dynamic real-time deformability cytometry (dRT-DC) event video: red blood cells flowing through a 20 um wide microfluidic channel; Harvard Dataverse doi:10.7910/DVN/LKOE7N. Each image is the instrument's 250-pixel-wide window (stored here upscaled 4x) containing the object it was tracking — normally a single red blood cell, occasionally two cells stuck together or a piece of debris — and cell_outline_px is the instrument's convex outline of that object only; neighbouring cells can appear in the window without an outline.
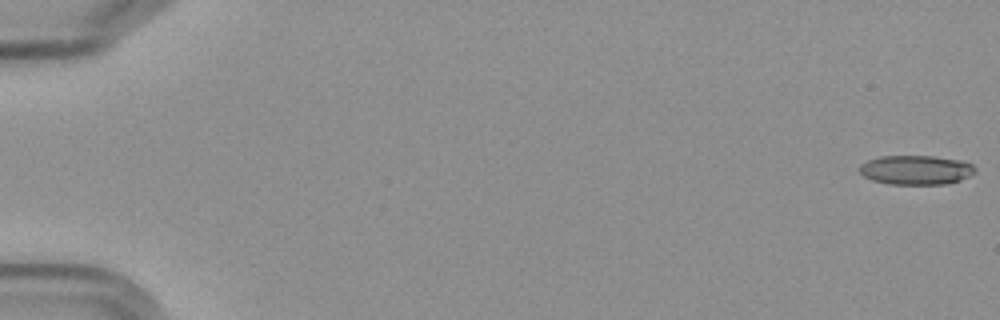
{"species": "Egyptian fruit bat (a non-hibernating species)", "species_latin": "Rousettus aegyptiacus", "temperature_condition": "cold", "stored_images_in_passage": 6, "camera_frame_rate_fps": 3000, "um_per_image_px": 0.085, "frame": {"image": 1, "passage_image": 1, "time_ms": 0.0, "image_size_px": [1000, 320], "cell_outline_px": [[976, 172], [960, 180], [948, 184], [888, 184], [872, 180], [864, 176], [860, 172], [860, 164], [868, 160], [880, 156], [932, 156], [960, 160], [972, 164], [976, 168]], "centroid_in_image_um": [77.86, 14.45], "position_along_channel_um": 7.1, "area_um2": 19.77}}
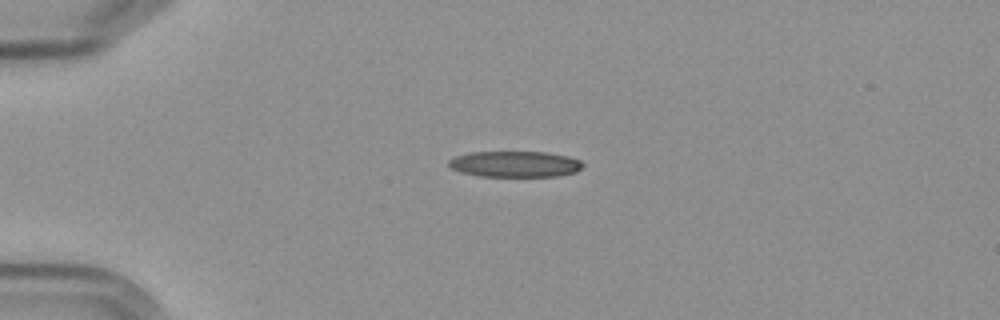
{"frame": {"image": 2, "passage_image": 5, "time_ms": 4.667, "image_size_px": [1000, 320], "cell_outline_px": [[584, 164], [576, 172], [556, 176], [480, 176], [460, 172], [452, 168], [448, 164], [448, 160], [456, 156], [468, 152], [548, 152], [568, 156], [580, 160]], "centroid_in_image_um": [43.77, 13.94], "position_along_channel_um": 41.2, "area_um2": 20.29}}